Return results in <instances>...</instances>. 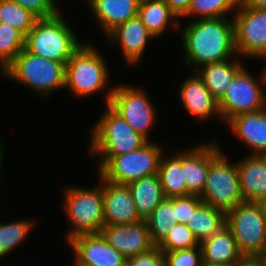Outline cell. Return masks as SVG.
<instances>
[{
	"label": "cell",
	"mask_w": 266,
	"mask_h": 266,
	"mask_svg": "<svg viewBox=\"0 0 266 266\" xmlns=\"http://www.w3.org/2000/svg\"><path fill=\"white\" fill-rule=\"evenodd\" d=\"M181 33L185 65H192L193 71L205 64L225 61L237 55L234 20L229 17L190 21Z\"/></svg>",
	"instance_id": "cell-1"
},
{
	"label": "cell",
	"mask_w": 266,
	"mask_h": 266,
	"mask_svg": "<svg viewBox=\"0 0 266 266\" xmlns=\"http://www.w3.org/2000/svg\"><path fill=\"white\" fill-rule=\"evenodd\" d=\"M91 44L88 40L84 42L67 61L65 88L70 89L80 98L107 91L104 94H106L105 102L108 105L114 91V88L106 90L110 78L108 64L97 48Z\"/></svg>",
	"instance_id": "cell-2"
},
{
	"label": "cell",
	"mask_w": 266,
	"mask_h": 266,
	"mask_svg": "<svg viewBox=\"0 0 266 266\" xmlns=\"http://www.w3.org/2000/svg\"><path fill=\"white\" fill-rule=\"evenodd\" d=\"M81 41L59 12L51 18L36 20L25 35L24 49L36 56L66 64L84 43Z\"/></svg>",
	"instance_id": "cell-3"
},
{
	"label": "cell",
	"mask_w": 266,
	"mask_h": 266,
	"mask_svg": "<svg viewBox=\"0 0 266 266\" xmlns=\"http://www.w3.org/2000/svg\"><path fill=\"white\" fill-rule=\"evenodd\" d=\"M65 66L23 49L1 73L47 98L55 90L65 89Z\"/></svg>",
	"instance_id": "cell-4"
},
{
	"label": "cell",
	"mask_w": 266,
	"mask_h": 266,
	"mask_svg": "<svg viewBox=\"0 0 266 266\" xmlns=\"http://www.w3.org/2000/svg\"><path fill=\"white\" fill-rule=\"evenodd\" d=\"M210 143V167L200 198L202 202L227 213L244 202L237 165L230 164L218 143ZM226 159V160H225Z\"/></svg>",
	"instance_id": "cell-5"
},
{
	"label": "cell",
	"mask_w": 266,
	"mask_h": 266,
	"mask_svg": "<svg viewBox=\"0 0 266 266\" xmlns=\"http://www.w3.org/2000/svg\"><path fill=\"white\" fill-rule=\"evenodd\" d=\"M91 130L90 154L120 156L138 150L148 141L127 123L109 104Z\"/></svg>",
	"instance_id": "cell-6"
},
{
	"label": "cell",
	"mask_w": 266,
	"mask_h": 266,
	"mask_svg": "<svg viewBox=\"0 0 266 266\" xmlns=\"http://www.w3.org/2000/svg\"><path fill=\"white\" fill-rule=\"evenodd\" d=\"M163 148L148 141L140 149L120 156H99L98 173L107 181L128 185L142 177L158 174Z\"/></svg>",
	"instance_id": "cell-7"
},
{
	"label": "cell",
	"mask_w": 266,
	"mask_h": 266,
	"mask_svg": "<svg viewBox=\"0 0 266 266\" xmlns=\"http://www.w3.org/2000/svg\"><path fill=\"white\" fill-rule=\"evenodd\" d=\"M100 184L92 189L69 187L65 189L64 212L72 224L67 239L80 234L101 233L105 225L102 176L98 174Z\"/></svg>",
	"instance_id": "cell-8"
},
{
	"label": "cell",
	"mask_w": 266,
	"mask_h": 266,
	"mask_svg": "<svg viewBox=\"0 0 266 266\" xmlns=\"http://www.w3.org/2000/svg\"><path fill=\"white\" fill-rule=\"evenodd\" d=\"M226 226L243 256H262L266 249V214L262 203L238 204L226 213Z\"/></svg>",
	"instance_id": "cell-9"
},
{
	"label": "cell",
	"mask_w": 266,
	"mask_h": 266,
	"mask_svg": "<svg viewBox=\"0 0 266 266\" xmlns=\"http://www.w3.org/2000/svg\"><path fill=\"white\" fill-rule=\"evenodd\" d=\"M247 70L243 67L236 74L218 102L221 119L225 124L239 114L257 112L266 108V93L262 86L266 85L264 73L261 72V82H258Z\"/></svg>",
	"instance_id": "cell-10"
},
{
	"label": "cell",
	"mask_w": 266,
	"mask_h": 266,
	"mask_svg": "<svg viewBox=\"0 0 266 266\" xmlns=\"http://www.w3.org/2000/svg\"><path fill=\"white\" fill-rule=\"evenodd\" d=\"M231 18L234 20L237 57L262 59L266 56V9L251 8L239 0Z\"/></svg>",
	"instance_id": "cell-11"
},
{
	"label": "cell",
	"mask_w": 266,
	"mask_h": 266,
	"mask_svg": "<svg viewBox=\"0 0 266 266\" xmlns=\"http://www.w3.org/2000/svg\"><path fill=\"white\" fill-rule=\"evenodd\" d=\"M142 88L126 84L114 87L109 105L147 141L156 121L155 107Z\"/></svg>",
	"instance_id": "cell-12"
},
{
	"label": "cell",
	"mask_w": 266,
	"mask_h": 266,
	"mask_svg": "<svg viewBox=\"0 0 266 266\" xmlns=\"http://www.w3.org/2000/svg\"><path fill=\"white\" fill-rule=\"evenodd\" d=\"M74 251L73 266H125L127 258L110 246L101 233L80 234L67 240Z\"/></svg>",
	"instance_id": "cell-13"
},
{
	"label": "cell",
	"mask_w": 266,
	"mask_h": 266,
	"mask_svg": "<svg viewBox=\"0 0 266 266\" xmlns=\"http://www.w3.org/2000/svg\"><path fill=\"white\" fill-rule=\"evenodd\" d=\"M105 225H130L143 221L127 185L115 184L102 177Z\"/></svg>",
	"instance_id": "cell-14"
},
{
	"label": "cell",
	"mask_w": 266,
	"mask_h": 266,
	"mask_svg": "<svg viewBox=\"0 0 266 266\" xmlns=\"http://www.w3.org/2000/svg\"><path fill=\"white\" fill-rule=\"evenodd\" d=\"M101 234L126 258L147 253L156 247L145 220L130 225H104Z\"/></svg>",
	"instance_id": "cell-15"
},
{
	"label": "cell",
	"mask_w": 266,
	"mask_h": 266,
	"mask_svg": "<svg viewBox=\"0 0 266 266\" xmlns=\"http://www.w3.org/2000/svg\"><path fill=\"white\" fill-rule=\"evenodd\" d=\"M107 36L108 42L120 45L124 60L130 65L140 62L148 41L155 39L138 16L118 25Z\"/></svg>",
	"instance_id": "cell-16"
},
{
	"label": "cell",
	"mask_w": 266,
	"mask_h": 266,
	"mask_svg": "<svg viewBox=\"0 0 266 266\" xmlns=\"http://www.w3.org/2000/svg\"><path fill=\"white\" fill-rule=\"evenodd\" d=\"M180 89V101L186 112L199 120L210 119L213 115L221 118L218 102L213 98L210 90L203 83L202 78L193 71V76L183 81Z\"/></svg>",
	"instance_id": "cell-17"
},
{
	"label": "cell",
	"mask_w": 266,
	"mask_h": 266,
	"mask_svg": "<svg viewBox=\"0 0 266 266\" xmlns=\"http://www.w3.org/2000/svg\"><path fill=\"white\" fill-rule=\"evenodd\" d=\"M236 165L244 201L261 203L266 198V155L249 154Z\"/></svg>",
	"instance_id": "cell-18"
},
{
	"label": "cell",
	"mask_w": 266,
	"mask_h": 266,
	"mask_svg": "<svg viewBox=\"0 0 266 266\" xmlns=\"http://www.w3.org/2000/svg\"><path fill=\"white\" fill-rule=\"evenodd\" d=\"M226 124L250 148V154L266 155V108L239 114Z\"/></svg>",
	"instance_id": "cell-19"
},
{
	"label": "cell",
	"mask_w": 266,
	"mask_h": 266,
	"mask_svg": "<svg viewBox=\"0 0 266 266\" xmlns=\"http://www.w3.org/2000/svg\"><path fill=\"white\" fill-rule=\"evenodd\" d=\"M209 167L210 143L182 150V172L190 195H202Z\"/></svg>",
	"instance_id": "cell-20"
},
{
	"label": "cell",
	"mask_w": 266,
	"mask_h": 266,
	"mask_svg": "<svg viewBox=\"0 0 266 266\" xmlns=\"http://www.w3.org/2000/svg\"><path fill=\"white\" fill-rule=\"evenodd\" d=\"M203 265L233 266L243 255L230 229L225 225L200 243Z\"/></svg>",
	"instance_id": "cell-21"
},
{
	"label": "cell",
	"mask_w": 266,
	"mask_h": 266,
	"mask_svg": "<svg viewBox=\"0 0 266 266\" xmlns=\"http://www.w3.org/2000/svg\"><path fill=\"white\" fill-rule=\"evenodd\" d=\"M140 0H91L88 5L106 36L118 25L138 16Z\"/></svg>",
	"instance_id": "cell-22"
},
{
	"label": "cell",
	"mask_w": 266,
	"mask_h": 266,
	"mask_svg": "<svg viewBox=\"0 0 266 266\" xmlns=\"http://www.w3.org/2000/svg\"><path fill=\"white\" fill-rule=\"evenodd\" d=\"M233 59L205 64L196 70L217 102L222 99L236 74L244 67L241 61H238L239 58Z\"/></svg>",
	"instance_id": "cell-23"
},
{
	"label": "cell",
	"mask_w": 266,
	"mask_h": 266,
	"mask_svg": "<svg viewBox=\"0 0 266 266\" xmlns=\"http://www.w3.org/2000/svg\"><path fill=\"white\" fill-rule=\"evenodd\" d=\"M138 17L154 38L163 35L170 24L175 29L180 26L179 17L164 0H140Z\"/></svg>",
	"instance_id": "cell-24"
},
{
	"label": "cell",
	"mask_w": 266,
	"mask_h": 266,
	"mask_svg": "<svg viewBox=\"0 0 266 266\" xmlns=\"http://www.w3.org/2000/svg\"><path fill=\"white\" fill-rule=\"evenodd\" d=\"M139 216L145 220L165 198L159 175L142 177L127 185Z\"/></svg>",
	"instance_id": "cell-25"
},
{
	"label": "cell",
	"mask_w": 266,
	"mask_h": 266,
	"mask_svg": "<svg viewBox=\"0 0 266 266\" xmlns=\"http://www.w3.org/2000/svg\"><path fill=\"white\" fill-rule=\"evenodd\" d=\"M160 160L158 175L165 198L190 195L182 172V150Z\"/></svg>",
	"instance_id": "cell-26"
},
{
	"label": "cell",
	"mask_w": 266,
	"mask_h": 266,
	"mask_svg": "<svg viewBox=\"0 0 266 266\" xmlns=\"http://www.w3.org/2000/svg\"><path fill=\"white\" fill-rule=\"evenodd\" d=\"M199 243L212 237L226 225V213L202 203L186 223Z\"/></svg>",
	"instance_id": "cell-27"
},
{
	"label": "cell",
	"mask_w": 266,
	"mask_h": 266,
	"mask_svg": "<svg viewBox=\"0 0 266 266\" xmlns=\"http://www.w3.org/2000/svg\"><path fill=\"white\" fill-rule=\"evenodd\" d=\"M145 221L151 240L157 247L165 239L170 228L177 223L174 214V197L164 198Z\"/></svg>",
	"instance_id": "cell-28"
},
{
	"label": "cell",
	"mask_w": 266,
	"mask_h": 266,
	"mask_svg": "<svg viewBox=\"0 0 266 266\" xmlns=\"http://www.w3.org/2000/svg\"><path fill=\"white\" fill-rule=\"evenodd\" d=\"M25 35L12 25L0 22V71L24 49Z\"/></svg>",
	"instance_id": "cell-29"
},
{
	"label": "cell",
	"mask_w": 266,
	"mask_h": 266,
	"mask_svg": "<svg viewBox=\"0 0 266 266\" xmlns=\"http://www.w3.org/2000/svg\"><path fill=\"white\" fill-rule=\"evenodd\" d=\"M239 0H191L188 11L182 16H196L198 19L228 17L234 14ZM200 17V18H199Z\"/></svg>",
	"instance_id": "cell-30"
},
{
	"label": "cell",
	"mask_w": 266,
	"mask_h": 266,
	"mask_svg": "<svg viewBox=\"0 0 266 266\" xmlns=\"http://www.w3.org/2000/svg\"><path fill=\"white\" fill-rule=\"evenodd\" d=\"M33 223L26 219L0 223V259L26 240Z\"/></svg>",
	"instance_id": "cell-31"
},
{
	"label": "cell",
	"mask_w": 266,
	"mask_h": 266,
	"mask_svg": "<svg viewBox=\"0 0 266 266\" xmlns=\"http://www.w3.org/2000/svg\"><path fill=\"white\" fill-rule=\"evenodd\" d=\"M37 18L19 4L10 0H0V22L12 25L26 35Z\"/></svg>",
	"instance_id": "cell-32"
},
{
	"label": "cell",
	"mask_w": 266,
	"mask_h": 266,
	"mask_svg": "<svg viewBox=\"0 0 266 266\" xmlns=\"http://www.w3.org/2000/svg\"><path fill=\"white\" fill-rule=\"evenodd\" d=\"M199 245L200 243L186 224L176 223L157 247L162 252H170L190 249Z\"/></svg>",
	"instance_id": "cell-33"
},
{
	"label": "cell",
	"mask_w": 266,
	"mask_h": 266,
	"mask_svg": "<svg viewBox=\"0 0 266 266\" xmlns=\"http://www.w3.org/2000/svg\"><path fill=\"white\" fill-rule=\"evenodd\" d=\"M165 266H203L200 245L190 249L162 252Z\"/></svg>",
	"instance_id": "cell-34"
},
{
	"label": "cell",
	"mask_w": 266,
	"mask_h": 266,
	"mask_svg": "<svg viewBox=\"0 0 266 266\" xmlns=\"http://www.w3.org/2000/svg\"><path fill=\"white\" fill-rule=\"evenodd\" d=\"M19 4L33 14L37 19H47L57 15L60 11L55 0H10Z\"/></svg>",
	"instance_id": "cell-35"
},
{
	"label": "cell",
	"mask_w": 266,
	"mask_h": 266,
	"mask_svg": "<svg viewBox=\"0 0 266 266\" xmlns=\"http://www.w3.org/2000/svg\"><path fill=\"white\" fill-rule=\"evenodd\" d=\"M202 203V199L197 195L174 197V214L177 219V223H188L192 213Z\"/></svg>",
	"instance_id": "cell-36"
},
{
	"label": "cell",
	"mask_w": 266,
	"mask_h": 266,
	"mask_svg": "<svg viewBox=\"0 0 266 266\" xmlns=\"http://www.w3.org/2000/svg\"><path fill=\"white\" fill-rule=\"evenodd\" d=\"M125 266H165L162 251L155 247L151 251L127 258Z\"/></svg>",
	"instance_id": "cell-37"
},
{
	"label": "cell",
	"mask_w": 266,
	"mask_h": 266,
	"mask_svg": "<svg viewBox=\"0 0 266 266\" xmlns=\"http://www.w3.org/2000/svg\"><path fill=\"white\" fill-rule=\"evenodd\" d=\"M170 9L181 18L187 11L191 4V0H164Z\"/></svg>",
	"instance_id": "cell-38"
},
{
	"label": "cell",
	"mask_w": 266,
	"mask_h": 266,
	"mask_svg": "<svg viewBox=\"0 0 266 266\" xmlns=\"http://www.w3.org/2000/svg\"><path fill=\"white\" fill-rule=\"evenodd\" d=\"M233 266H263L262 256H242Z\"/></svg>",
	"instance_id": "cell-39"
},
{
	"label": "cell",
	"mask_w": 266,
	"mask_h": 266,
	"mask_svg": "<svg viewBox=\"0 0 266 266\" xmlns=\"http://www.w3.org/2000/svg\"><path fill=\"white\" fill-rule=\"evenodd\" d=\"M251 8L266 9V0H243Z\"/></svg>",
	"instance_id": "cell-40"
},
{
	"label": "cell",
	"mask_w": 266,
	"mask_h": 266,
	"mask_svg": "<svg viewBox=\"0 0 266 266\" xmlns=\"http://www.w3.org/2000/svg\"><path fill=\"white\" fill-rule=\"evenodd\" d=\"M3 145H2V143H0V172H1V165H2V158H3ZM0 177H1V173H0Z\"/></svg>",
	"instance_id": "cell-41"
},
{
	"label": "cell",
	"mask_w": 266,
	"mask_h": 266,
	"mask_svg": "<svg viewBox=\"0 0 266 266\" xmlns=\"http://www.w3.org/2000/svg\"><path fill=\"white\" fill-rule=\"evenodd\" d=\"M264 59V61H265V63H266V56H264L263 58H262V60ZM264 69L263 70H261V71H263V73H264V77H265V83H266V65L264 64Z\"/></svg>",
	"instance_id": "cell-42"
},
{
	"label": "cell",
	"mask_w": 266,
	"mask_h": 266,
	"mask_svg": "<svg viewBox=\"0 0 266 266\" xmlns=\"http://www.w3.org/2000/svg\"><path fill=\"white\" fill-rule=\"evenodd\" d=\"M261 203H262V205L264 207L265 214H266V198Z\"/></svg>",
	"instance_id": "cell-43"
},
{
	"label": "cell",
	"mask_w": 266,
	"mask_h": 266,
	"mask_svg": "<svg viewBox=\"0 0 266 266\" xmlns=\"http://www.w3.org/2000/svg\"><path fill=\"white\" fill-rule=\"evenodd\" d=\"M263 266H266V257H262Z\"/></svg>",
	"instance_id": "cell-44"
},
{
	"label": "cell",
	"mask_w": 266,
	"mask_h": 266,
	"mask_svg": "<svg viewBox=\"0 0 266 266\" xmlns=\"http://www.w3.org/2000/svg\"><path fill=\"white\" fill-rule=\"evenodd\" d=\"M262 257H266V249H265L264 253L262 254Z\"/></svg>",
	"instance_id": "cell-45"
},
{
	"label": "cell",
	"mask_w": 266,
	"mask_h": 266,
	"mask_svg": "<svg viewBox=\"0 0 266 266\" xmlns=\"http://www.w3.org/2000/svg\"><path fill=\"white\" fill-rule=\"evenodd\" d=\"M58 0L55 1V3H57ZM91 0H87L86 2L89 4Z\"/></svg>",
	"instance_id": "cell-46"
}]
</instances>
